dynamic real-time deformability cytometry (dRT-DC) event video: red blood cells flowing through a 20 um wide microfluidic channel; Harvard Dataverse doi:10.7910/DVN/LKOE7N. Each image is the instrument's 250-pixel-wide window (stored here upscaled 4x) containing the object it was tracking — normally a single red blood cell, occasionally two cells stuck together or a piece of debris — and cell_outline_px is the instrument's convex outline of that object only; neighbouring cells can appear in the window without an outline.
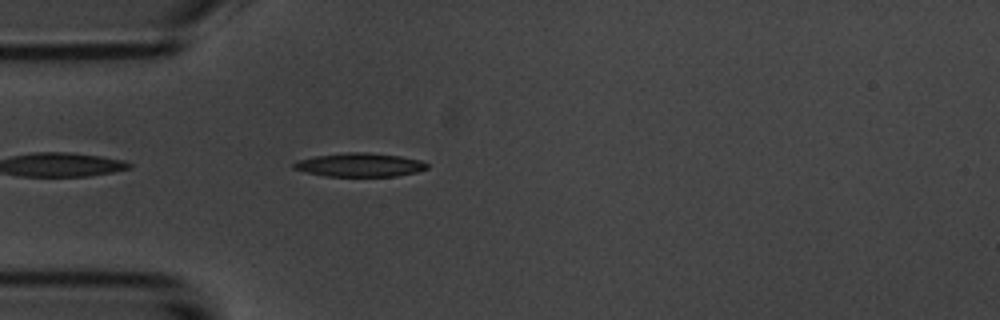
{"species": "common noctule bat (a hibernating species)", "species_latin": "Nyctalus noctula", "temperature_condition": "room temperature", "stored_images_in_passage": 17, "camera_frame_rate_fps": 3000, "um_per_image_px": 0.085, "animal": {"sex": "male", "body_mass_g": 20.1, "forearm_length_mm": 53.5}, "frame": {"image": 1, "passage_image": 3, "time_ms": 0.667, "image_size_px": [1000, 320], "cell_outline_px": [[428, 168], [416, 172], [396, 176], [324, 176], [292, 168], [292, 164], [296, 160], [312, 156], [348, 152], [368, 152], [400, 156], [424, 160], [428, 164]], "centroid_in_image_um": [30.58, 14.0], "position_along_channel_um": 54.4, "area_um2": 18.55}}
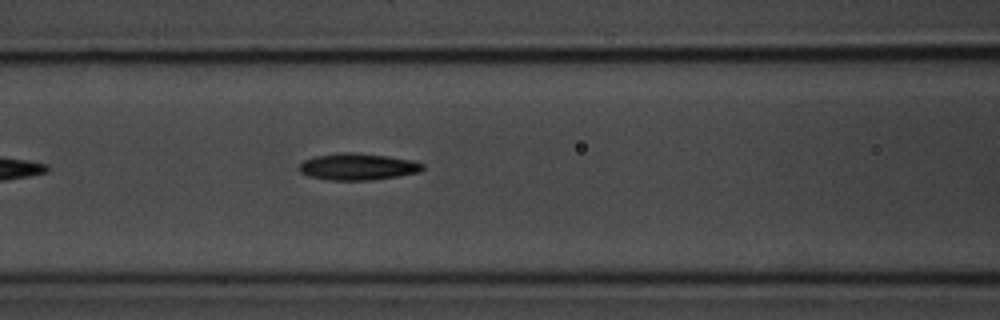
{"frame": {"image": 2, "passage_image": 10, "time_ms": 3.0, "image_size_px": [1000, 320], "cell_outline_px": [[424, 168], [420, 172], [396, 176], [368, 180], [328, 180], [308, 176], [300, 172], [300, 164], [304, 160], [316, 156], [340, 152], [352, 152], [384, 156], [412, 160], [424, 164]], "centroid_in_image_um": [30.39, 14.17], "position_along_channel_um": 136.2, "area_um2": 19.02}}